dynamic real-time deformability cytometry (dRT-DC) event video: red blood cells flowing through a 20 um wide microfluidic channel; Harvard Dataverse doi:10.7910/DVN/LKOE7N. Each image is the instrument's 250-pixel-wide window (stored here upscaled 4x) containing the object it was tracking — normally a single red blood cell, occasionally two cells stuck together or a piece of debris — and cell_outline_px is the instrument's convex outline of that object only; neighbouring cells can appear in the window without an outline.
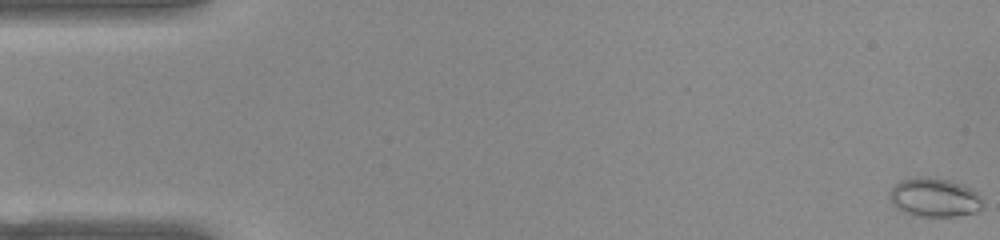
{"species": "common noctule bat (a hibernating species)", "species_latin": "Nyctalus noctula", "temperature_condition": "warm", "stored_images_in_passage": 54, "segment_of_instrument_passage": [1, 2], "camera_frame_rate_fps": 3000, "um_per_image_px": 0.085, "animal": {"sex": "female", "body_mass_g": 22.0, "forearm_length_mm": 56.7}, "frame": {"image": 1, "passage_image": 1, "time_ms": 0.0, "image_size_px": [1000, 240], "cell_outline_px": [[984, 204], [976, 212], [956, 216], [912, 216], [896, 208], [888, 200], [888, 192], [900, 180], [916, 176], [924, 176], [948, 180], [972, 188], [984, 200]], "centroid_in_image_um": [79.39, 16.78], "position_along_channel_um": 5.6, "area_um2": 21.44}}
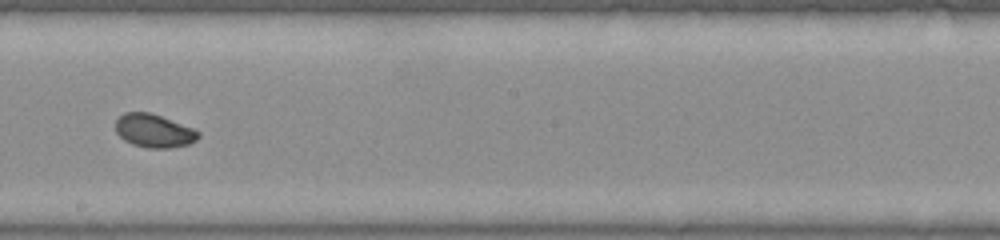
{"frame": {"image": 2, "passage_image": 30, "time_ms": 9.667, "image_size_px": [1000, 240], "cell_outline_px": [[200, 136], [196, 140], [188, 144], [172, 148], [148, 148], [132, 144], [124, 140], [116, 132], [116, 120], [124, 112], [148, 112], [160, 116], [192, 128], [200, 132]], "centroid_in_image_um": [13.08, 11.13], "position_along_channel_um": 235.1, "area_um2": 15.95}}
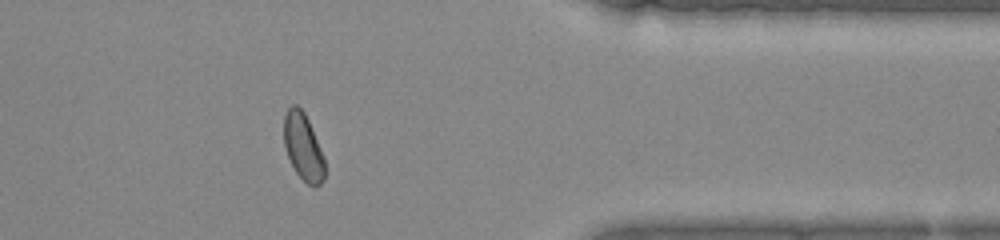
{"frame": {"image": 3, "passage_image": 43, "time_ms": 14.0, "image_size_px": [1000, 240], "cell_outline_px": [[324, 180], [316, 188], [312, 188], [296, 172], [288, 156], [284, 144], [284, 116], [288, 108], [292, 104], [296, 104], [304, 112], [308, 120], [324, 156]], "centroid_in_image_um": [25.77, 12.49], "position_along_channel_um": 385.6, "area_um2": 15.84}}